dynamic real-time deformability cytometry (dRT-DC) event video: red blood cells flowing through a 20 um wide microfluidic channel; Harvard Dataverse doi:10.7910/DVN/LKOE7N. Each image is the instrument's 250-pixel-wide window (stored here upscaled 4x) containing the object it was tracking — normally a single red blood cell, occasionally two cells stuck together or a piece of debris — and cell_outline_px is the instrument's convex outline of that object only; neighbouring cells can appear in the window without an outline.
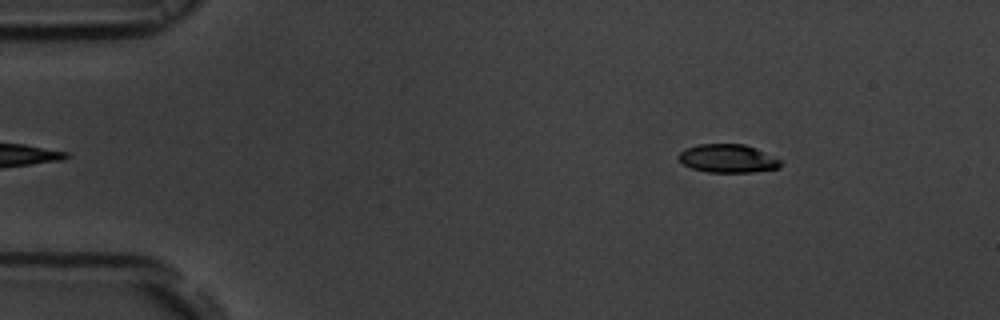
{"species": "common noctule bat (a hibernating species)", "species_latin": "Nyctalus noctula", "temperature_condition": "room temperature", "stored_images_in_passage": 48, "camera_frame_rate_fps": 3000, "um_per_image_px": 0.085, "animal": {"sex": "male", "body_mass_g": 19.5, "forearm_length_mm": 54.6}, "frame": {"image": 1, "passage_image": 2, "time_ms": 0.333, "image_size_px": [1000, 320], "cell_outline_px": [[780, 168], [752, 172], [708, 172], [692, 168], [684, 164], [676, 156], [684, 148], [696, 144], [744, 144], [756, 148], [780, 160]], "centroid_in_image_um": [61.83, 13.46], "position_along_channel_um": 23.2, "area_um2": 16.82}}
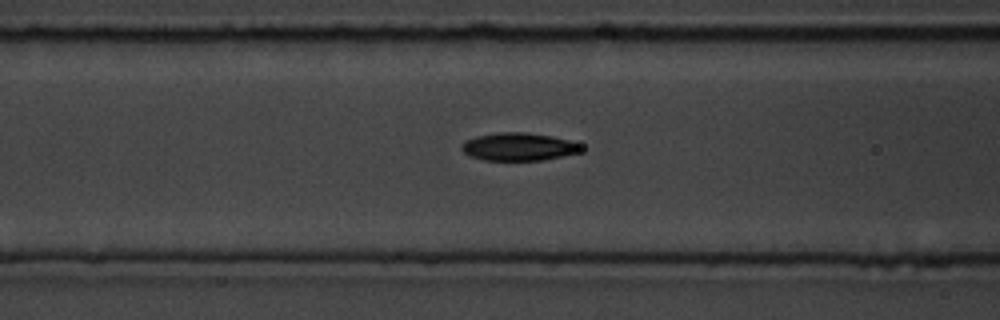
{"frame": {"image": 2, "passage_image": 16, "time_ms": 5.0, "image_size_px": [1000, 320], "cell_outline_px": [[584, 152], [544, 160], [484, 160], [472, 156], [464, 152], [460, 148], [464, 140], [476, 136], [500, 132], [524, 132], [552, 136], [568, 140], [580, 144], [584, 148]], "centroid_in_image_um": [44.13, 12.47], "position_along_channel_um": 122.5, "area_um2": 19.54}}
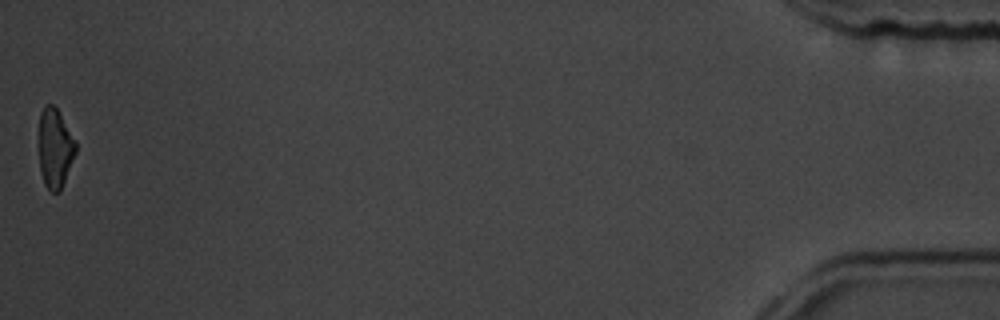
{"frame": {"image": 3, "passage_image": 48, "time_ms": 15.667, "image_size_px": [1000, 320], "cell_outline_px": [[76, 152], [60, 192], [52, 192], [44, 184], [40, 168], [40, 112], [44, 104], [52, 104], [56, 108], [76, 140]], "centroid_in_image_um": [4.69, 12.59], "position_along_channel_um": 430.5, "area_um2": 16.82}, "authors_computed_cell_mechanics": {"area_um2": 18.9006, "velocity_mm_per_s": 3.8069, "shape_relaxation_time_tau1_ms": 2.8585, "shape_relaxation_time_tau2_ms": 2.5683, "deformation_change_tau1": 0.1387, "deformation_change_tau2": 0.0819}}